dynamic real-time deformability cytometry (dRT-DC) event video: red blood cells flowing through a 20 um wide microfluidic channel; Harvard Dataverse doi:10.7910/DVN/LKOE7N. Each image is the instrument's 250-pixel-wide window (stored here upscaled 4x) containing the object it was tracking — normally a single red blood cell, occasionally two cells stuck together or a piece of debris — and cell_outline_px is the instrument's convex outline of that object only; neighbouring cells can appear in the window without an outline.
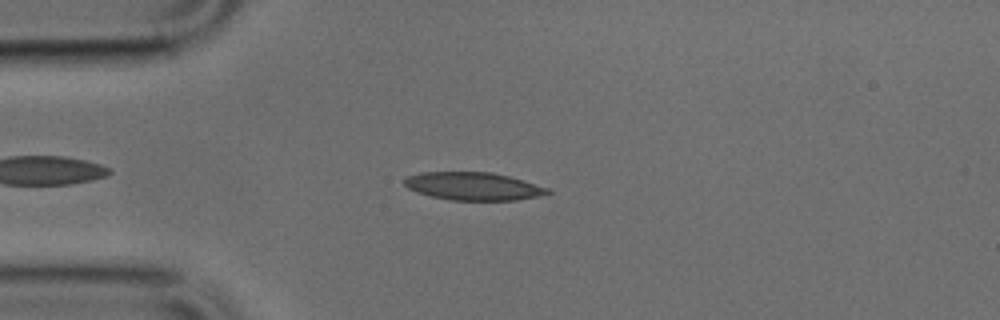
{"species": "common noctule bat (a hibernating species)", "species_latin": "Nyctalus noctula", "temperature_condition": "cold", "stored_images_in_passage": 44, "camera_frame_rate_fps": 3000, "um_per_image_px": 0.085, "animal": {"sex": "male", "body_mass_g": 17.9, "forearm_length_mm": 54.2}, "frame": {"image": 1, "passage_image": 7, "time_ms": 2.0, "image_size_px": [1000, 320], "cell_outline_px": [[552, 192], [536, 196], [516, 200], [452, 200], [432, 196], [416, 192], [408, 188], [404, 184], [404, 176], [420, 172], [492, 172], [508, 176], [548, 188]], "centroid_in_image_um": [40.16, 15.82], "position_along_channel_um": 44.8, "area_um2": 23.12}}
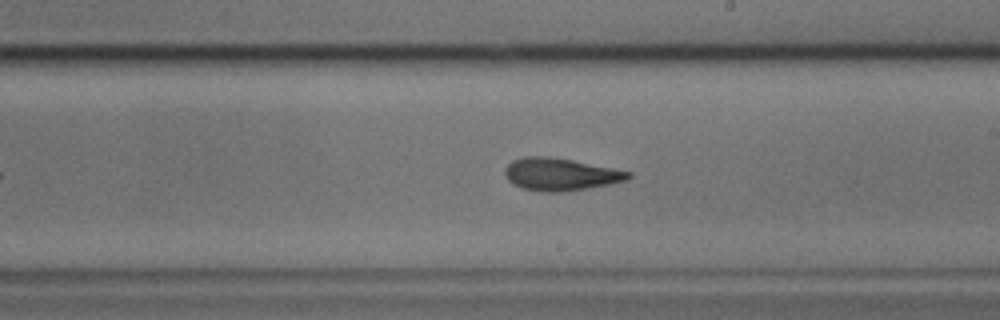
{"frame": {"image": 2, "passage_image": 23, "time_ms": 7.333, "image_size_px": [1000, 320], "cell_outline_px": [[632, 176], [628, 180], [612, 184], [564, 192], [544, 192], [520, 188], [512, 184], [508, 180], [504, 172], [504, 168], [512, 160], [524, 156], [548, 156], [572, 160], [632, 172]], "centroid_in_image_um": [47.62, 14.82], "position_along_channel_um": 241.4, "area_um2": 23.58}}
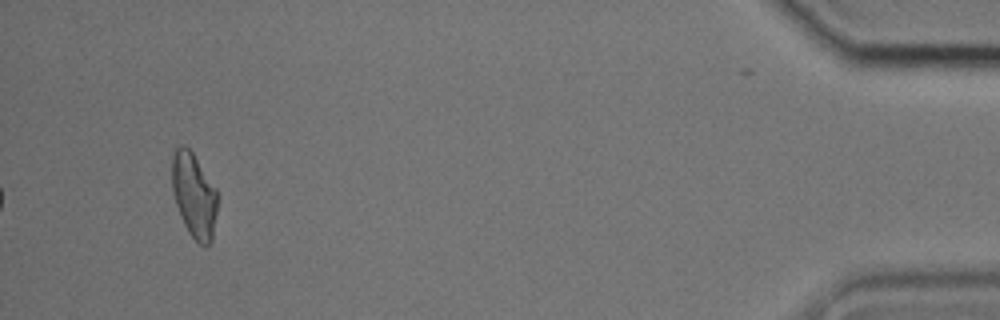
{"frame": {"image": 3, "passage_image": 42, "time_ms": 13.667, "image_size_px": [1000, 320], "cell_outline_px": [[216, 212], [212, 240], [208, 244], [200, 244], [188, 232], [184, 224], [176, 204], [172, 192], [172, 156], [176, 148], [180, 144], [184, 144], [192, 152], [216, 188]], "centroid_in_image_um": [16.47, 16.57], "position_along_channel_um": 418.7, "area_um2": 22.14}}